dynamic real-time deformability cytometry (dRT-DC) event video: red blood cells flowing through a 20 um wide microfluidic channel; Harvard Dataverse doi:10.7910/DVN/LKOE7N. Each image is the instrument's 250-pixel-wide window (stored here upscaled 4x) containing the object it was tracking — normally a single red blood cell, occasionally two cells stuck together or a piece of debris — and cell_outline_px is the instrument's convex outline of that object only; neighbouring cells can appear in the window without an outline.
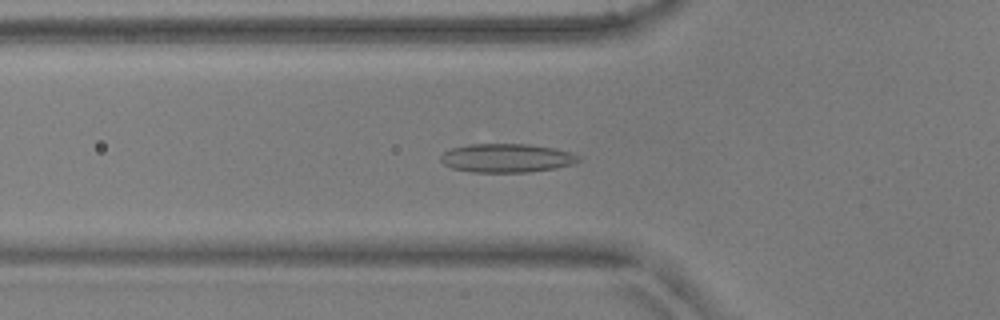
{"species": "common noctule bat (a hibernating species)", "species_latin": "Nyctalus noctula", "temperature_condition": "warm", "stored_images_in_passage": 50, "camera_frame_rate_fps": 3000, "um_per_image_px": 0.085, "animal": {"sex": "male", "body_mass_g": 17.9, "forearm_length_mm": 54.2}, "frame": {"image": 1, "passage_image": 16, "time_ms": 5.0, "image_size_px": [1000, 320], "cell_outline_px": [[580, 160], [572, 164], [556, 168], [528, 172], [472, 172], [452, 168], [444, 164], [440, 160], [440, 156], [444, 152], [452, 148], [468, 144], [528, 144], [556, 148], [580, 156]], "centroid_in_image_um": [43.06, 13.43], "position_along_channel_um": 82.7, "area_um2": 23.06}}
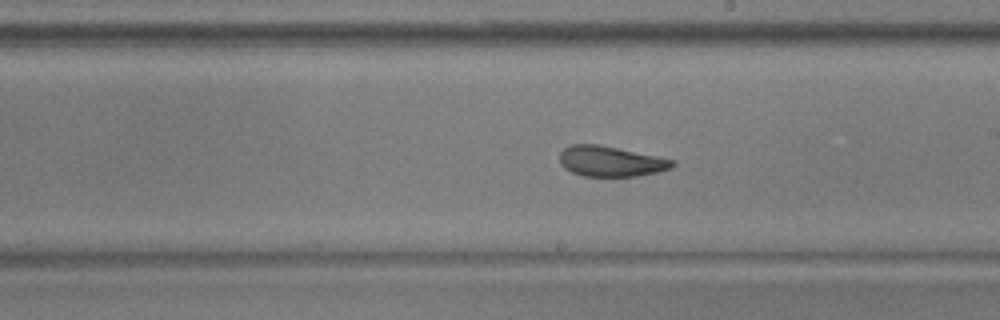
{"frame": {"image": 2, "passage_image": 28, "time_ms": 9.0, "image_size_px": [1000, 320], "cell_outline_px": [[676, 164], [672, 168], [656, 172], [636, 176], [584, 176], [572, 172], [564, 168], [560, 164], [560, 152], [564, 148], [572, 144], [596, 144], [676, 160]], "centroid_in_image_um": [51.9, 13.71], "position_along_channel_um": 237.1, "area_um2": 19.83}}
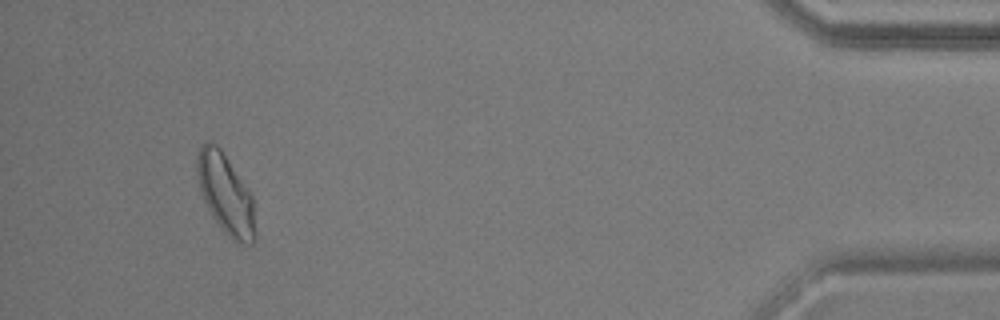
{"frame": {"image": 3, "passage_image": 47, "time_ms": 15.333, "image_size_px": [1000, 320], "cell_outline_px": [[256, 240], [252, 244], [240, 244], [232, 240], [224, 232], [212, 216], [204, 200], [200, 188], [196, 172], [196, 156], [200, 148], [208, 140], [212, 140], [220, 148], [252, 196], [256, 232]], "centroid_in_image_um": [19.18, 16.52], "position_along_channel_um": 416.0, "area_um2": 26.99}, "authors_computed_cell_mechanics": {"area_um2": 22.2819, "velocity_mm_per_s": 3.8437, "shape_relaxation_time_tau1_ms": 10.4492, "shape_relaxation_time_tau2_ms": 1.5345, "deformation_change_tau1": 0.204, "deformation_change_tau2": 0.0762}}